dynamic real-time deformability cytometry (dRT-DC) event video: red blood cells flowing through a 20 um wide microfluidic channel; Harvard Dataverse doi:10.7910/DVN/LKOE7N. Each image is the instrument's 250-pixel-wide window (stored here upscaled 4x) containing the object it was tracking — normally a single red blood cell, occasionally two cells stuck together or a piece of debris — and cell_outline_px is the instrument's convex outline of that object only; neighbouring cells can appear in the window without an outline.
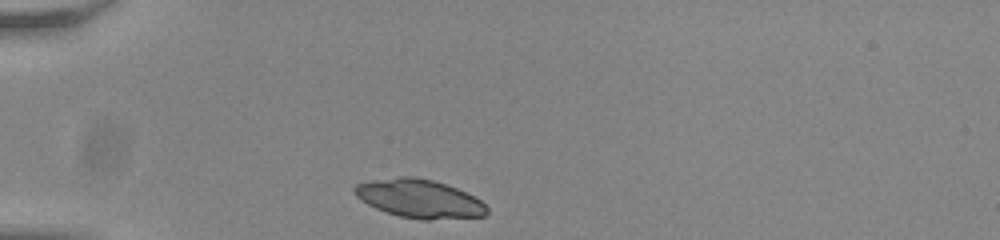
{"species": "common noctule bat (a hibernating species)", "species_latin": "Nyctalus noctula", "temperature_condition": "room temperature", "stored_images_in_passage": 31, "camera_frame_rate_fps": 3000, "um_per_image_px": 0.085, "animal": {"sex": "male", "body_mass_g": 20.0, "forearm_length_mm": 53.3}, "frame": {"image": 1, "passage_image": 1, "time_ms": 0.0, "image_size_px": [1000, 240], "cell_outline_px": [[488, 212], [484, 216], [428, 220], [420, 220], [400, 216], [376, 208], [360, 200], [352, 192], [352, 188], [356, 184], [368, 180], [400, 176], [412, 176], [432, 180], [456, 188], [480, 200], [488, 208]], "centroid_in_image_um": [35.59, 16.88], "position_along_channel_um": 49.4, "area_um2": 29.65}}
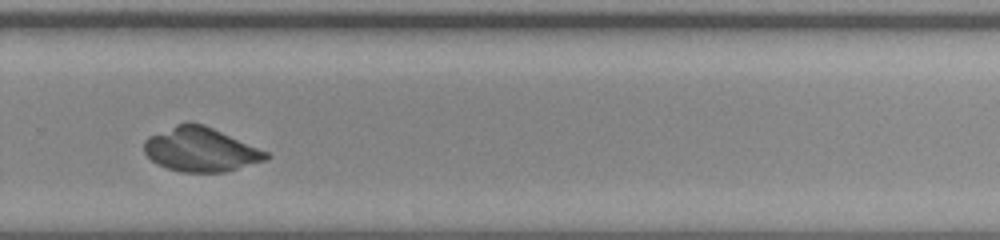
{"frame": {"image": 2, "passage_image": 24, "time_ms": 7.667, "image_size_px": [1000, 240], "cell_outline_px": [[272, 156], [268, 160], [224, 172], [180, 172], [156, 164], [144, 152], [144, 140], [148, 136], [176, 124], [204, 124], [268, 152]], "centroid_in_image_um": [17.06, 12.73], "position_along_channel_um": 312.7, "area_um2": 31.21}}
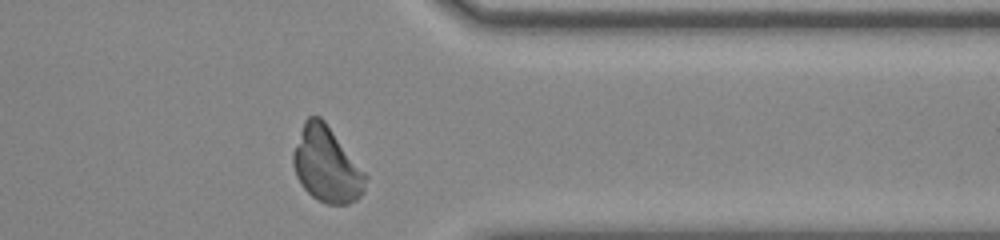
{"frame": {"image": 3, "passage_image": 30, "time_ms": 9.667, "image_size_px": [1000, 240], "cell_outline_px": [[368, 176], [364, 192], [356, 200], [348, 204], [328, 204], [312, 196], [300, 184], [296, 176], [292, 164], [292, 152], [304, 120], [308, 116], [320, 116], [324, 120]], "centroid_in_image_um": [27.75, 14.0], "position_along_channel_um": 383.6, "area_um2": 31.79}}